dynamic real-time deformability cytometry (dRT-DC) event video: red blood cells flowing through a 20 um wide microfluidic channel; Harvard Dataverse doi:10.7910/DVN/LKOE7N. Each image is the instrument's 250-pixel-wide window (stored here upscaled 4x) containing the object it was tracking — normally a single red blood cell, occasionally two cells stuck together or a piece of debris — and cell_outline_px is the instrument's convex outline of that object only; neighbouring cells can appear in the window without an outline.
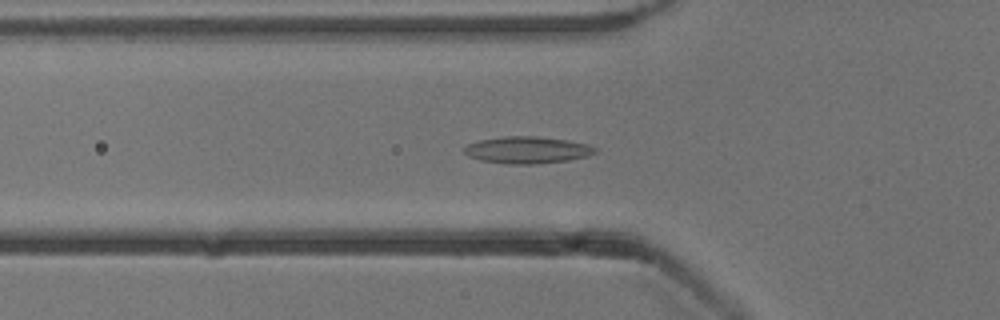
{"species": "common noctule bat (a hibernating species)", "species_latin": "Nyctalus noctula", "temperature_condition": "cold", "stored_images_in_passage": 43, "camera_frame_rate_fps": 3000, "um_per_image_px": 0.085, "animal": {"sex": "male", "body_mass_g": 13.3}, "frame": {"image": 1, "passage_image": 15, "time_ms": 4.667, "image_size_px": [1000, 320], "cell_outline_px": [[596, 152], [588, 156], [568, 160], [536, 164], [504, 164], [480, 160], [468, 156], [464, 152], [464, 148], [468, 144], [480, 140], [504, 136], [536, 136], [568, 140], [588, 144], [596, 148]], "centroid_in_image_um": [44.81, 12.75], "position_along_channel_um": 81.0, "area_um2": 20.58}}
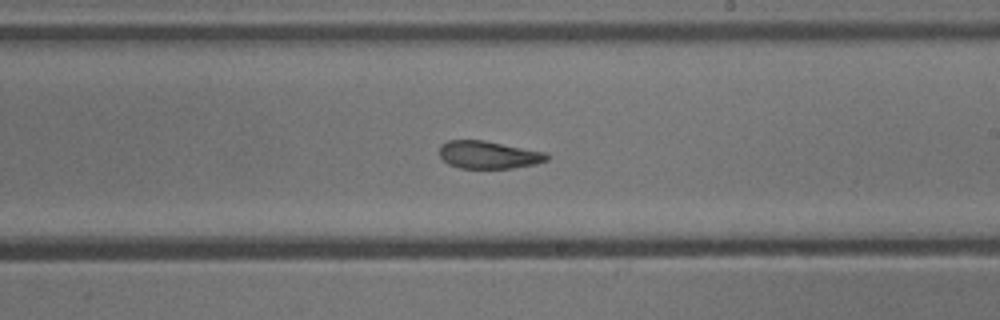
{"frame": {"image": 2, "passage_image": 28, "time_ms": 9.0, "image_size_px": [1000, 320], "cell_outline_px": [[552, 156], [548, 160], [536, 164], [512, 168], [460, 168], [448, 164], [440, 156], [440, 144], [448, 140], [484, 140], [544, 152]], "centroid_in_image_um": [41.53, 13.16], "position_along_channel_um": 247.5, "area_um2": 17.34}}
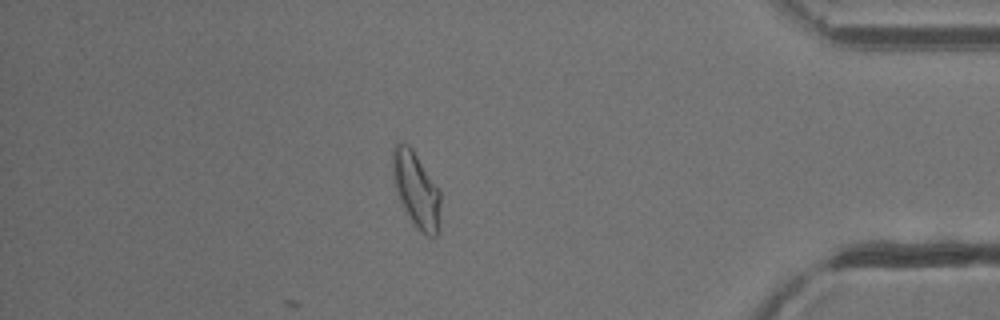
{"frame": {"image": 3, "passage_image": 43, "time_ms": 14.0, "image_size_px": [1000, 320], "cell_outline_px": [[440, 220], [436, 236], [428, 236], [420, 232], [412, 224], [404, 208], [396, 188], [392, 168], [392, 148], [396, 140], [408, 144], [412, 148], [440, 188]], "centroid_in_image_um": [35.39, 16.09], "position_along_channel_um": 399.8, "area_um2": 21.33}, "authors_computed_cell_mechanics": {"area_um2": 18.3804, "velocity_mm_per_s": 3.8285, "shape_relaxation_time_tau1_ms": null, "shape_relaxation_time_tau2_ms": 2.9487, "deformation_change_tau1": null, "deformation_change_tau2": 0.0928}}